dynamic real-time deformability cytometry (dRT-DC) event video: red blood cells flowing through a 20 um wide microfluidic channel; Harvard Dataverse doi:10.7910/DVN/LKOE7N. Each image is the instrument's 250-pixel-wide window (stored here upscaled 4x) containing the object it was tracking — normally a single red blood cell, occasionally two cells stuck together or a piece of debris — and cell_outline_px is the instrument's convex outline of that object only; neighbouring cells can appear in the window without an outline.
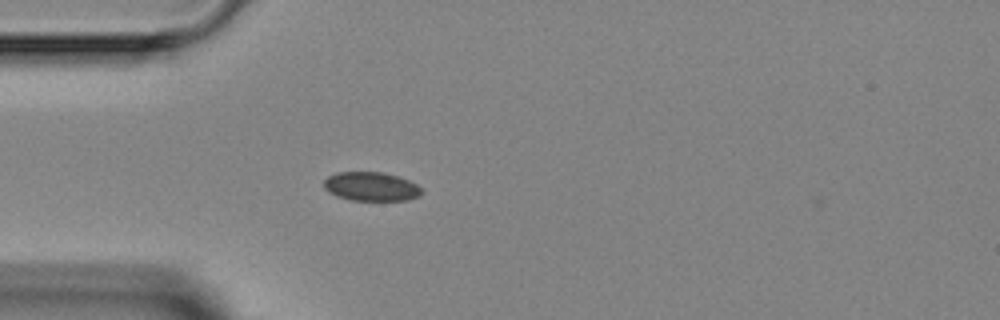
{"species": "Egyptian fruit bat (a non-hibernating species)", "species_latin": "Rousettus aegyptiacus", "temperature_condition": "room temperature", "stored_images_in_passage": 3, "camera_frame_rate_fps": 3000, "um_per_image_px": 0.085, "animal": {"sex": "female"}, "frame": {"image": 1, "passage_image": 3, "time_ms": 2.333, "image_size_px": [1000, 320], "cell_outline_px": [[424, 192], [420, 196], [408, 200], [352, 200], [336, 196], [328, 192], [324, 188], [324, 180], [328, 176], [336, 172], [384, 172], [400, 176], [416, 184]], "centroid_in_image_um": [31.55, 15.85], "position_along_channel_um": 53.4, "area_um2": 16.65}}